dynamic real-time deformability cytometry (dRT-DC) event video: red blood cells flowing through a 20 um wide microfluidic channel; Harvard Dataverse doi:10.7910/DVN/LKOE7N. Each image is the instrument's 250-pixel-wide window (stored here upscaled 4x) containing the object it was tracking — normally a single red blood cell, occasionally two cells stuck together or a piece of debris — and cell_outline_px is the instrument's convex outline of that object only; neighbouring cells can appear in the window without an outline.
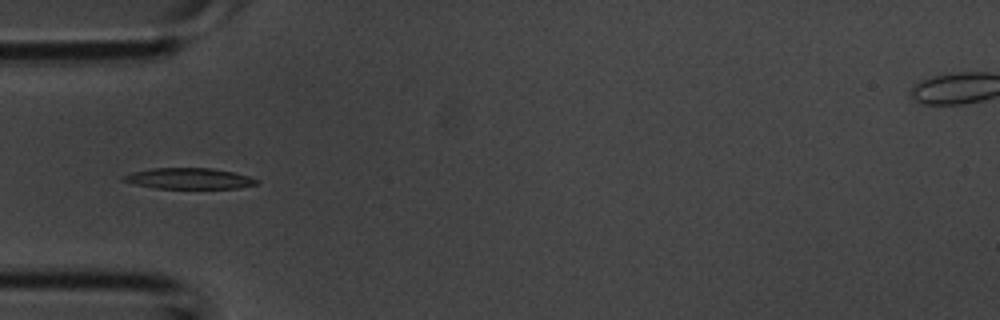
{"species": "common noctule bat (a hibernating species)", "species_latin": "Nyctalus noctula", "temperature_condition": "room temperature", "stored_images_in_passage": 2, "camera_frame_rate_fps": 3000, "um_per_image_px": 0.085, "animal": {"sex": "male", "body_mass_g": 20.1, "forearm_length_mm": 53.5}, "frame": {"image": 1, "passage_image": 2, "time_ms": 0.333, "image_size_px": [1000, 320], "cell_outline_px": [[260, 184], [240, 188], [156, 188], [136, 184], [120, 180], [120, 176], [132, 172], [152, 168], [212, 168], [232, 172], [248, 176], [260, 180]], "centroid_in_image_um": [16.08, 15.17], "position_along_channel_um": 68.9, "area_um2": 16.3}}